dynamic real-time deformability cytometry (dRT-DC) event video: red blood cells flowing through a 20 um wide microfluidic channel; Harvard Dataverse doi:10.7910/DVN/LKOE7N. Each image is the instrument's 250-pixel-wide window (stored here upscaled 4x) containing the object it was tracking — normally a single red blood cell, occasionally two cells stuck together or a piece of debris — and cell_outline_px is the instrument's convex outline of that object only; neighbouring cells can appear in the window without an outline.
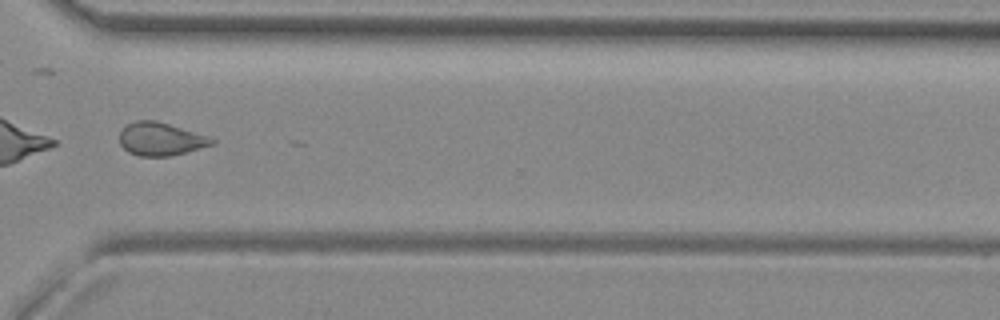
{"species": "common noctule bat (a hibernating species)", "species_latin": "Nyctalus noctula", "temperature_condition": "room temperature", "stored_images_in_passage": 31, "camera_frame_rate_fps": 3000, "um_per_image_px": 0.085, "animal": {"sex": "female", "body_mass_g": 29.2, "forearm_length_mm": 56.3}, "frame": {"image": 1, "passage_image": 23, "time_ms": 7.333, "image_size_px": [1000, 320], "cell_outline_px": [[216, 144], [188, 152], [168, 156], [140, 156], [128, 152], [120, 144], [120, 132], [128, 124], [136, 120], [156, 120], [208, 136], [216, 140]], "centroid_in_image_um": [13.68, 11.82], "position_along_channel_um": 356.9, "area_um2": 17.8}}